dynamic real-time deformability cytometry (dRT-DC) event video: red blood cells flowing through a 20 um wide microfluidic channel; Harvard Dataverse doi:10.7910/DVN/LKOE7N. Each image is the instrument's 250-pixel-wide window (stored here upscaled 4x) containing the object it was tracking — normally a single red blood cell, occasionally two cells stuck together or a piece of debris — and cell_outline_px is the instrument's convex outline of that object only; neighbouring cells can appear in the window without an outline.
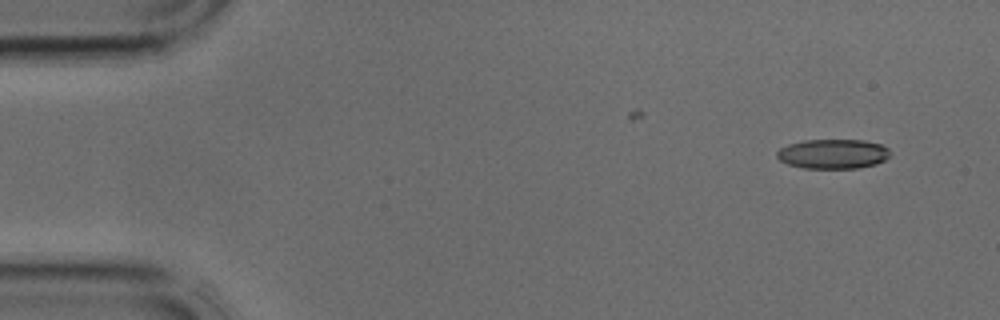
{"species": "common noctule bat (a hibernating species)", "species_latin": "Nyctalus noctula", "temperature_condition": "cold", "stored_images_in_passage": 2, "camera_frame_rate_fps": 3000, "um_per_image_px": 0.085, "animal": {"sex": "male", "body_mass_g": 17.9, "forearm_length_mm": 54.2}, "frame": {"image": 1, "passage_image": 2, "time_ms": 0.333, "image_size_px": [1000, 320], "cell_outline_px": [[892, 156], [876, 164], [856, 168], [804, 168], [788, 164], [780, 160], [776, 156], [776, 152], [780, 148], [788, 144], [804, 140], [864, 140], [880, 144], [888, 148]], "centroid_in_image_um": [70.81, 13.08], "position_along_channel_um": 14.2, "area_um2": 19.59}}